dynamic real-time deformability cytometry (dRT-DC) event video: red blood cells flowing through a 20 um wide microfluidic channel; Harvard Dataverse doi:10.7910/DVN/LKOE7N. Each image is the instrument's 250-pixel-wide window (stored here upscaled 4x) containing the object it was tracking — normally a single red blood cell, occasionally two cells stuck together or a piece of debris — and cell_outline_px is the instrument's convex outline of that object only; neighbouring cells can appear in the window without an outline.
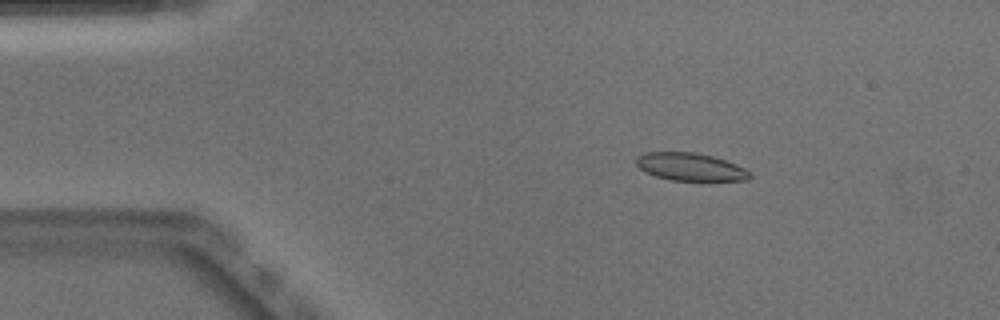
{"species": "Egyptian fruit bat (a non-hibernating species)", "species_latin": "Rousettus aegyptiacus", "temperature_condition": "warm", "stored_images_in_passage": 51, "camera_frame_rate_fps": 3000, "um_per_image_px": 0.085, "animal": {"sex": "male"}, "frame": {"image": 1, "passage_image": 8, "time_ms": 2.333, "image_size_px": [1000, 320], "cell_outline_px": [[752, 176], [748, 180], [672, 180], [656, 176], [640, 168], [636, 164], [636, 156], [644, 152], [696, 152], [712, 156], [736, 164], [752, 172]], "centroid_in_image_um": [58.69, 14.17], "position_along_channel_um": 26.3, "area_um2": 18.26}}
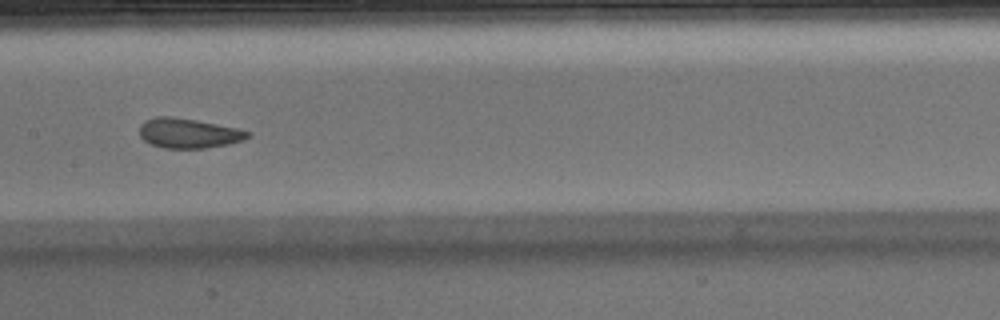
{"frame": {"image": 2, "passage_image": 25, "time_ms": 8.0, "image_size_px": [1000, 320], "cell_outline_px": [[252, 132], [244, 140], [228, 144], [204, 148], [164, 148], [152, 144], [144, 140], [140, 136], [140, 124], [144, 120], [156, 116], [172, 116], [196, 120], [236, 128]], "centroid_in_image_um": [16.0, 11.31], "position_along_channel_um": 191.4, "area_um2": 18.73}}
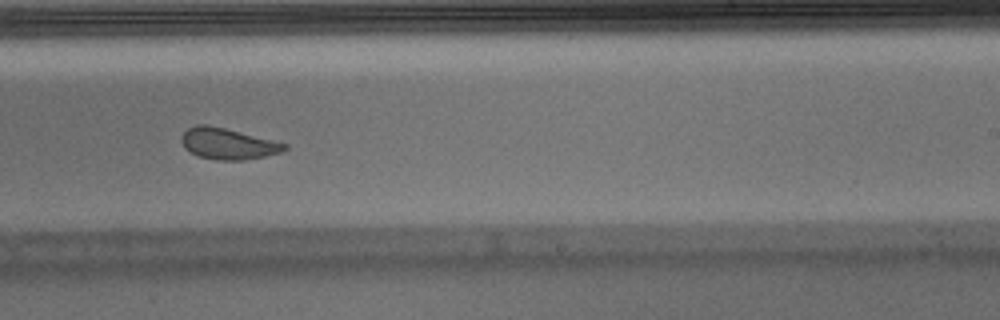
{"frame": {"image": 3, "passage_image": 31, "time_ms": 10.0, "image_size_px": [1000, 320], "cell_outline_px": [[288, 148], [280, 152], [264, 156], [244, 160], [216, 160], [200, 156], [184, 148], [180, 140], [180, 136], [188, 128], [196, 124], [208, 124], [288, 144]], "centroid_in_image_um": [19.33, 12.21], "position_along_channel_um": 269.7, "area_um2": 18.55}, "authors_computed_cell_mechanics": {"area_um2": 19.1896, "velocity_mm_per_s": 3.9273, "shape_relaxation_time_tau1_ms": 10.6265, "shape_relaxation_time_tau2_ms": 1.5244, "deformation_change_tau1": 0.2249, "deformation_change_tau2": 0.0733}}